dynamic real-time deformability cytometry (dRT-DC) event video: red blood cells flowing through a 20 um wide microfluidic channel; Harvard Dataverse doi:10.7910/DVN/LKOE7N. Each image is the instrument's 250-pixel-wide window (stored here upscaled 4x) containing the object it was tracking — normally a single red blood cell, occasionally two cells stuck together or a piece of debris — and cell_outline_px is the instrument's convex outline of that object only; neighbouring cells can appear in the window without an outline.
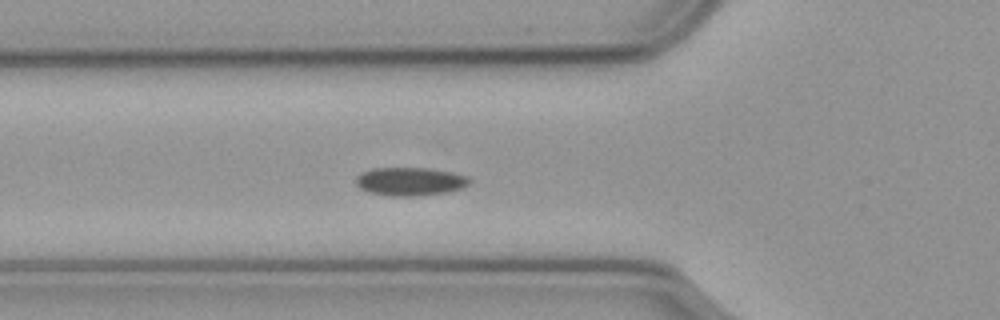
{"species": "common noctule bat (a hibernating species)", "species_latin": "Nyctalus noctula", "temperature_condition": "cold", "stored_images_in_passage": 20, "camera_frame_rate_fps": 3000, "um_per_image_px": 0.085, "animal": {"sex": "male", "body_mass_g": 23.1, "forearm_length_mm": 52.7}, "frame": {"image": 1, "passage_image": 12, "time_ms": 3.667, "image_size_px": [1000, 320], "cell_outline_px": [[472, 180], [468, 184], [460, 188], [448, 192], [412, 196], [392, 196], [368, 192], [360, 188], [356, 184], [356, 176], [360, 172], [372, 168], [428, 168], [452, 172], [468, 176]], "centroid_in_image_um": [34.84, 15.41], "position_along_channel_um": 91.0, "area_um2": 18.79}}